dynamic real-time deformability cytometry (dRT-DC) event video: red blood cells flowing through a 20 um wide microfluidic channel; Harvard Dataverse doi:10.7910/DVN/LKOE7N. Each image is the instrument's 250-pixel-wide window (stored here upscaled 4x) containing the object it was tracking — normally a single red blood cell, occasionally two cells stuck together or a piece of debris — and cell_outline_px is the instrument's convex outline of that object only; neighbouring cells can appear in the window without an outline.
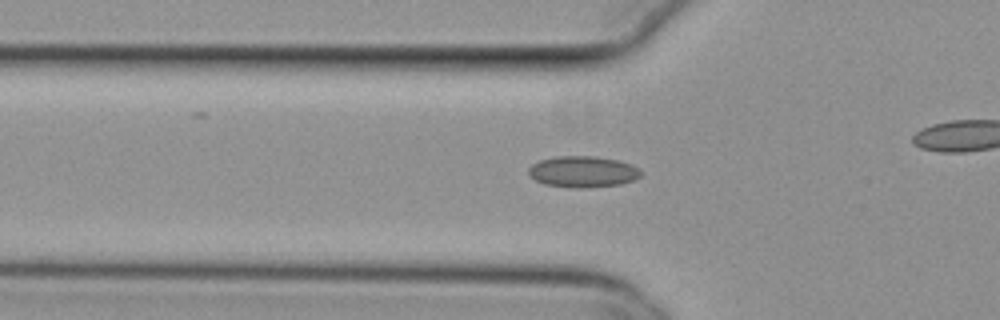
{"species": "common noctule bat (a hibernating species)", "species_latin": "Nyctalus noctula", "temperature_condition": "cold", "stored_images_in_passage": 43, "camera_frame_rate_fps": 3000, "um_per_image_px": 0.085, "animal": {"sex": "female", "body_mass_g": 29.2, "forearm_length_mm": 56.3}, "frame": {"image": 1, "passage_image": 18, "time_ms": 5.667, "image_size_px": [1000, 320], "cell_outline_px": [[640, 176], [632, 180], [620, 184], [584, 188], [576, 188], [544, 184], [536, 180], [528, 172], [528, 168], [532, 164], [540, 160], [556, 156], [592, 156], [616, 160], [628, 164], [636, 168], [640, 172]], "centroid_in_image_um": [49.49, 14.59], "position_along_channel_um": 76.3, "area_um2": 20.06}}
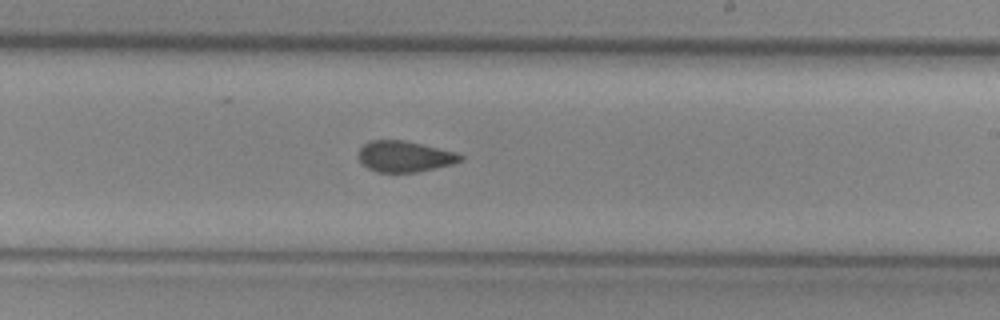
{"frame": {"image": 2, "passage_image": 32, "time_ms": 10.333, "image_size_px": [1000, 320], "cell_outline_px": [[464, 160], [452, 164], [416, 172], [376, 172], [368, 168], [360, 160], [360, 148], [368, 140], [404, 140], [456, 152], [464, 156]], "centroid_in_image_um": [34.42, 13.29], "position_along_channel_um": 254.6, "area_um2": 18.26}}
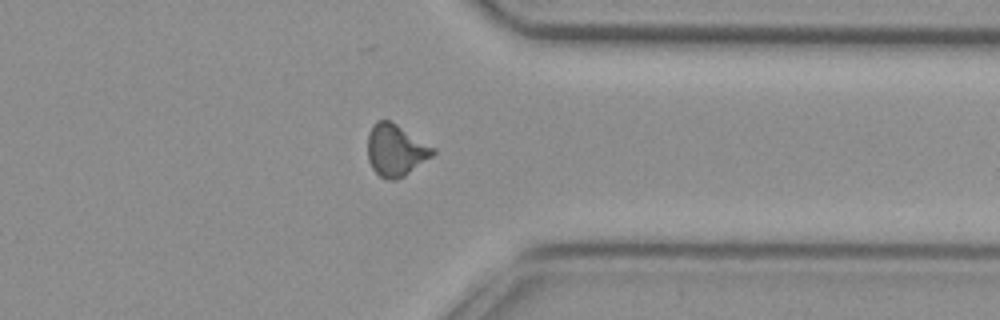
{"frame": {"image": 3, "passage_image": 42, "time_ms": 13.667, "image_size_px": [1000, 320], "cell_outline_px": [[436, 152], [432, 156], [404, 176], [396, 180], [388, 180], [380, 176], [372, 168], [368, 160], [368, 132], [372, 124], [376, 120], [388, 120], [396, 124], [436, 148]], "centroid_in_image_um": [33.62, 12.76], "position_along_channel_um": 377.8, "area_um2": 19.71}}